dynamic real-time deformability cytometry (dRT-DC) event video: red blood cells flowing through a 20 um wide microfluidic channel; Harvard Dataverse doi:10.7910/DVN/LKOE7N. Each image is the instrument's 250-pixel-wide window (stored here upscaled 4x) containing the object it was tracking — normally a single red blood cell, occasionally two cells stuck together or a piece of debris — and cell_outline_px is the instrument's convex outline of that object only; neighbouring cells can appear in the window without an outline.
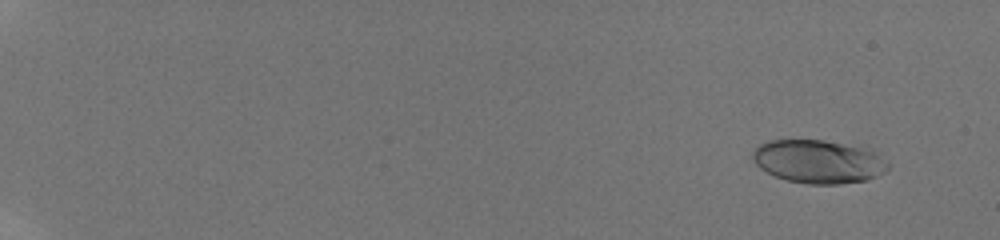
{"species": "human", "species_latin": "Homo sapiens", "temperature_condition": "room temperature", "stored_images_in_passage": 58, "camera_frame_rate_fps": 3000, "um_per_image_px": 0.085, "donor": {"sex": "male"}, "frame": {"image": 1, "passage_image": 11, "time_ms": 1.333, "image_size_px": [1000, 240], "cell_outline_px": [[888, 168], [884, 172], [876, 176], [864, 180], [836, 184], [808, 184], [788, 180], [776, 176], [760, 168], [756, 164], [752, 156], [752, 152], [760, 144], [768, 140], [824, 140], [860, 148], [872, 152], [888, 164]], "centroid_in_image_um": [69.49, 13.74], "position_along_channel_um": 15.5, "area_um2": 33.35}}
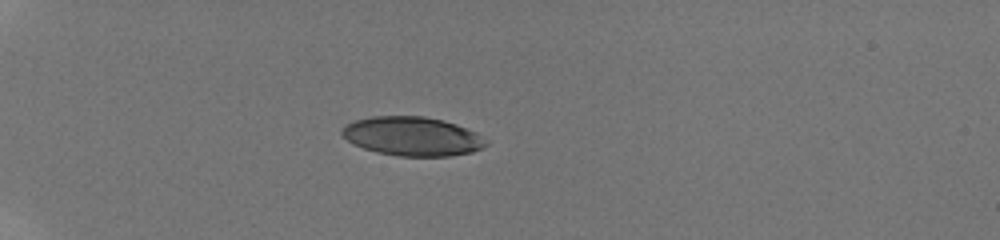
{"frame": {"image": 2, "passage_image": 51, "time_ms": 6.0, "image_size_px": [1000, 240], "cell_outline_px": [[488, 144], [484, 148], [472, 152], [448, 156], [400, 156], [376, 152], [364, 148], [348, 140], [340, 132], [340, 128], [344, 124], [356, 120], [372, 116], [424, 116], [444, 120], [456, 124], [476, 132], [488, 140]], "centroid_in_image_um": [35.07, 11.58], "position_along_channel_um": 49.9, "area_um2": 32.89}}